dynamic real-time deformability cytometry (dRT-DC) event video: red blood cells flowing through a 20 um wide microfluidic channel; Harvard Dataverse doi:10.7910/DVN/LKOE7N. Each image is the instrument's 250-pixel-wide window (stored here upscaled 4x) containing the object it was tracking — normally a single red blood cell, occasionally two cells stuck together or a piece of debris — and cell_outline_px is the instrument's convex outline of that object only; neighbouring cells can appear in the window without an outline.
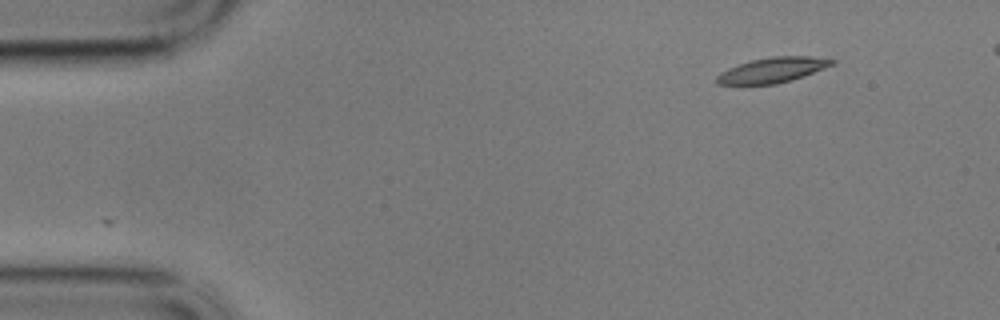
{"species": "common noctule bat (a hibernating species)", "species_latin": "Nyctalus noctula", "temperature_condition": "cold", "stored_images_in_passage": 53, "camera_frame_rate_fps": 3000, "um_per_image_px": 0.085, "animal": {"sex": "male", "body_mass_g": 17.9}, "frame": {"image": 1, "passage_image": 1, "time_ms": 0.0, "image_size_px": [1000, 320], "cell_outline_px": [[836, 60], [832, 64], [824, 68], [804, 76], [776, 84], [716, 84], [716, 76], [720, 72], [728, 68], [752, 60], [772, 56], [808, 56]], "centroid_in_image_um": [65.63, 5.95], "position_along_channel_um": 19.4, "area_um2": 16.65}}
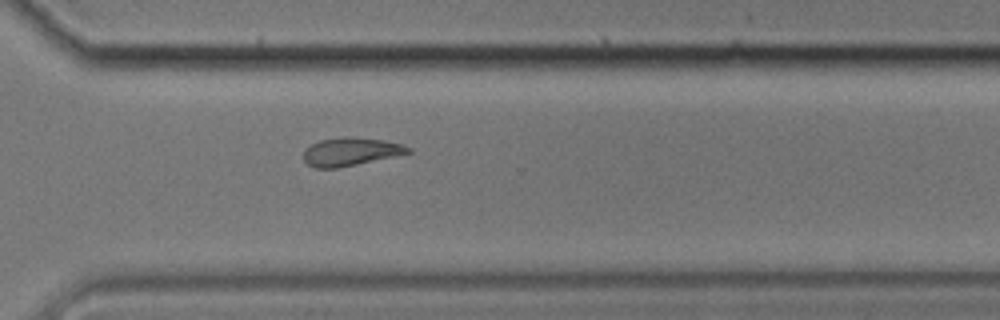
{"frame": {"image": 2, "passage_image": 37, "time_ms": 12.0, "image_size_px": [1000, 320], "cell_outline_px": [[412, 152], [396, 156], [336, 168], [316, 168], [308, 164], [304, 160], [304, 148], [320, 140], [344, 136], [380, 140], [400, 144], [412, 148]], "centroid_in_image_um": [29.78, 12.89], "position_along_channel_um": 340.8, "area_um2": 16.94}}
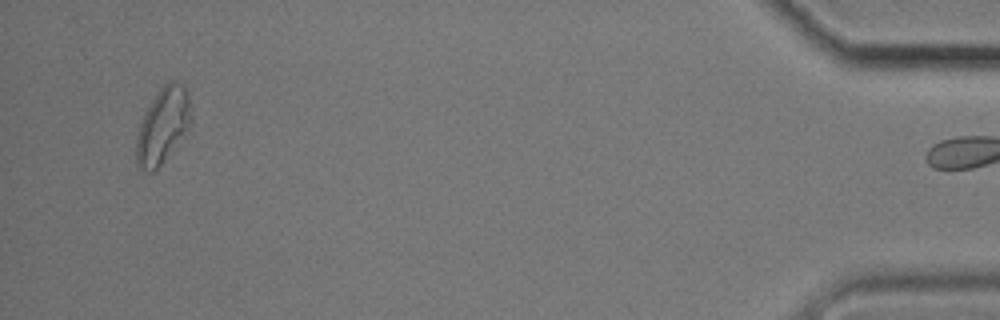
{"frame": {"image": 3, "passage_image": 51, "time_ms": 16.667, "image_size_px": [1000, 320], "cell_outline_px": [[192, 120], [188, 128], [160, 164], [152, 172], [148, 172], [140, 168], [136, 164], [136, 136], [140, 124], [152, 100], [160, 88], [168, 80], [172, 80], [180, 84], [188, 92]], "centroid_in_image_um": [13.83, 10.66], "position_along_channel_um": 421.4, "area_um2": 23.47}}